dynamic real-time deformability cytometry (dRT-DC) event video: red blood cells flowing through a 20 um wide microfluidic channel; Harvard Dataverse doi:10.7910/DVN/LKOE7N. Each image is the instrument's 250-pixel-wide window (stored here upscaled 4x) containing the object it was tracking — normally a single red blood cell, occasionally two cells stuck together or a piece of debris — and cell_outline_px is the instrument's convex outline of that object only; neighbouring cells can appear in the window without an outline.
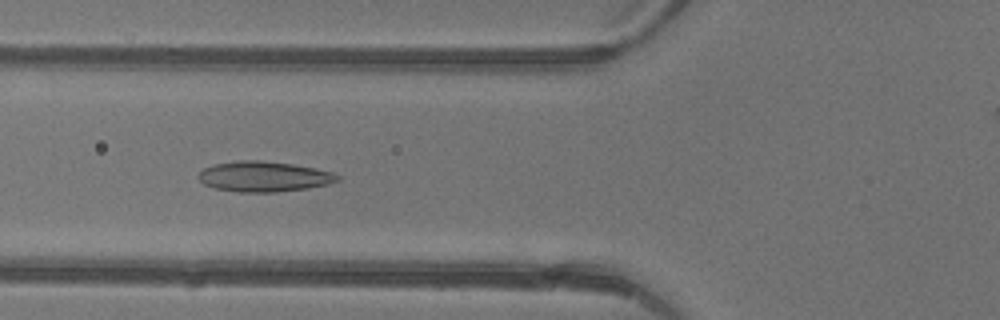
{"species": "common noctule bat (a hibernating species)", "species_latin": "Nyctalus noctula", "temperature_condition": "warm", "stored_images_in_passage": 46, "camera_frame_rate_fps": 3000, "um_per_image_px": 0.085, "animal": {"sex": "female"}, "frame": {"image": 1, "passage_image": 17, "time_ms": 5.333, "image_size_px": [1000, 320], "cell_outline_px": [[340, 180], [328, 184], [308, 188], [276, 192], [236, 192], [216, 188], [204, 184], [196, 176], [204, 168], [216, 164], [236, 160], [260, 160], [292, 164], [332, 172], [340, 176]], "centroid_in_image_um": [22.42, 15.01], "position_along_channel_um": 103.4, "area_um2": 24.51}}
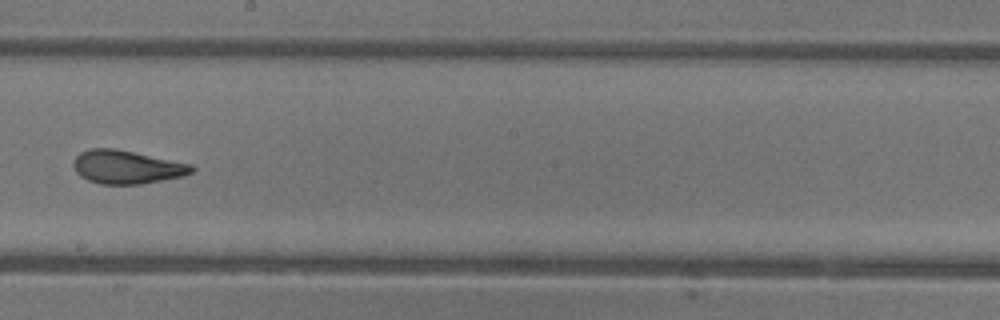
{"frame": {"image": 2, "passage_image": 26, "time_ms": 8.333, "image_size_px": [1000, 320], "cell_outline_px": [[196, 168], [192, 172], [184, 176], [140, 184], [100, 184], [88, 180], [80, 176], [76, 172], [72, 164], [72, 160], [80, 152], [92, 148], [116, 148], [192, 164]], "centroid_in_image_um": [10.76, 14.19], "position_along_channel_um": 237.4, "area_um2": 23.18}}
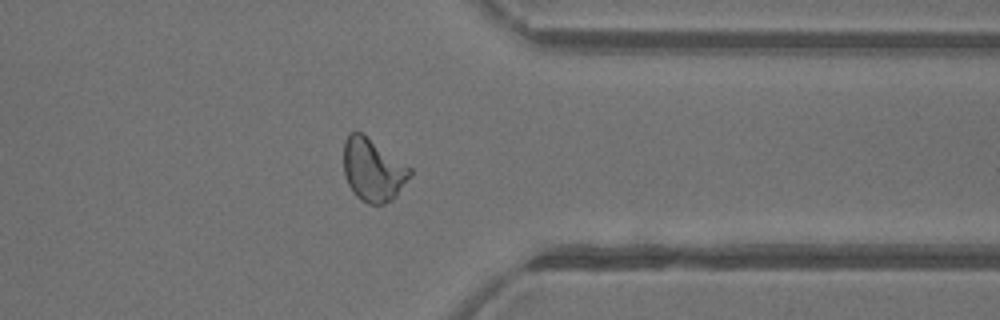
{"frame": {"image": 3, "passage_image": 36, "time_ms": 11.667, "image_size_px": [1000, 320], "cell_outline_px": [[412, 176], [396, 196], [392, 200], [384, 204], [368, 204], [360, 200], [356, 196], [348, 184], [344, 176], [344, 140], [352, 132], [360, 132], [412, 168]], "centroid_in_image_um": [31.72, 14.48], "position_along_channel_um": 379.7, "area_um2": 24.22}, "authors_computed_cell_mechanics": {"area_um2": 24.3049, "velocity_mm_per_s": 4.4448, "shape_relaxation_time_tau1_ms": 6.9652, "shape_relaxation_time_tau2_ms": 0.9908, "deformation_change_tau1": 0.2169, "deformation_change_tau2": 0.0782}}